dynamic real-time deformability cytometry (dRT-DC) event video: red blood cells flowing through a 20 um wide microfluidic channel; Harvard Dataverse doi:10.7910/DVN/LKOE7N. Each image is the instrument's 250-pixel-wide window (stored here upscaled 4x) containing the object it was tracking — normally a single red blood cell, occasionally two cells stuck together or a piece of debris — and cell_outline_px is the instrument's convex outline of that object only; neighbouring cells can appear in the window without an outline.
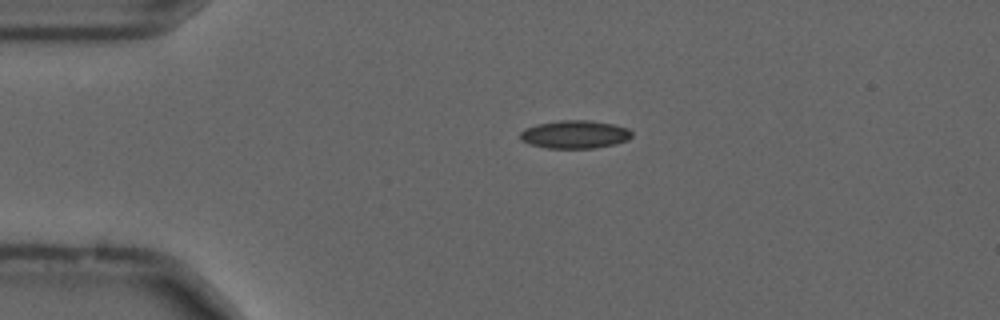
{"species": "common noctule bat (a hibernating species)", "species_latin": "Nyctalus noctula", "temperature_condition": "cold", "stored_images_in_passage": 55, "camera_frame_rate_fps": 3000, "um_per_image_px": 0.085, "animal": {"sex": "male", "forearm_length_mm": 52.5}, "frame": {"image": 1, "passage_image": 12, "time_ms": 3.667, "image_size_px": [1000, 320], "cell_outline_px": [[632, 136], [628, 140], [616, 144], [596, 148], [548, 148], [528, 144], [520, 140], [520, 132], [524, 128], [536, 124], [560, 120], [588, 120], [616, 124], [628, 128], [632, 132]], "centroid_in_image_um": [48.87, 11.42], "position_along_channel_um": 36.1, "area_um2": 18.55}}
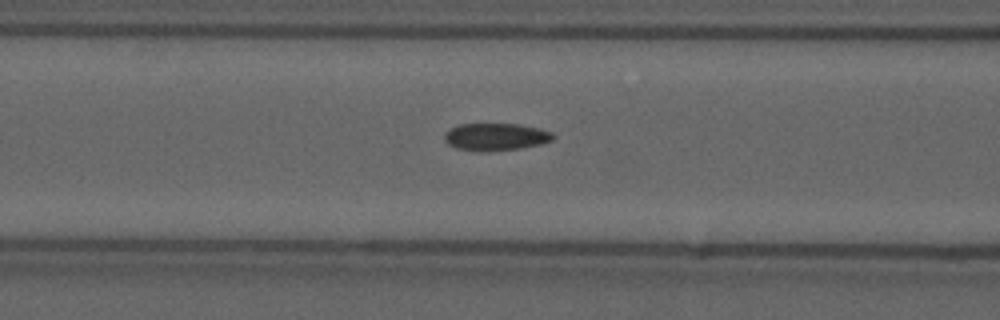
{"frame": {"image": 2, "passage_image": 22, "time_ms": 7.0, "image_size_px": [1000, 320], "cell_outline_px": [[556, 136], [552, 140], [540, 144], [520, 148], [488, 152], [480, 152], [456, 148], [448, 144], [444, 140], [444, 132], [460, 124], [516, 124], [536, 128], [552, 132]], "centroid_in_image_um": [42.11, 11.64], "position_along_channel_um": 124.5, "area_um2": 17.34}}
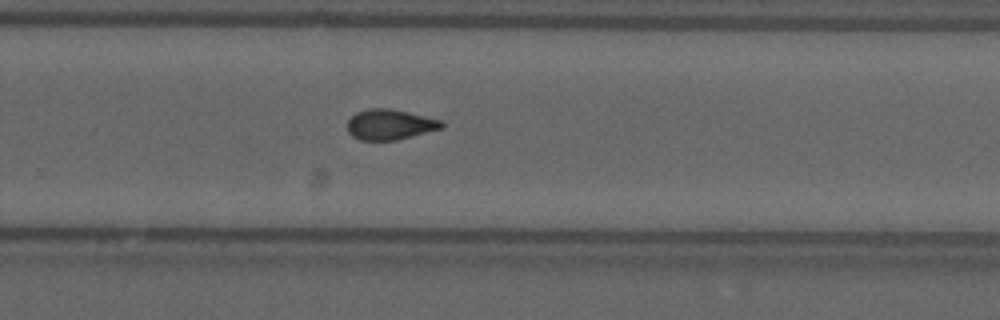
{"frame": {"image": 3, "passage_image": 36, "time_ms": 11.667, "image_size_px": [1000, 320], "cell_outline_px": [[444, 128], [396, 140], [360, 140], [352, 136], [348, 132], [348, 120], [356, 112], [368, 108], [392, 108], [444, 120]], "centroid_in_image_um": [33.18, 10.57], "position_along_channel_um": 296.6, "area_um2": 16.94}, "authors_computed_cell_mechanics": {"area_um2": 17.051, "velocity_mm_per_s": 3.7062, "shape_relaxation_time_tau1_ms": null, "shape_relaxation_time_tau2_ms": 2.3993, "deformation_change_tau1": null, "deformation_change_tau2": 0.0938}}